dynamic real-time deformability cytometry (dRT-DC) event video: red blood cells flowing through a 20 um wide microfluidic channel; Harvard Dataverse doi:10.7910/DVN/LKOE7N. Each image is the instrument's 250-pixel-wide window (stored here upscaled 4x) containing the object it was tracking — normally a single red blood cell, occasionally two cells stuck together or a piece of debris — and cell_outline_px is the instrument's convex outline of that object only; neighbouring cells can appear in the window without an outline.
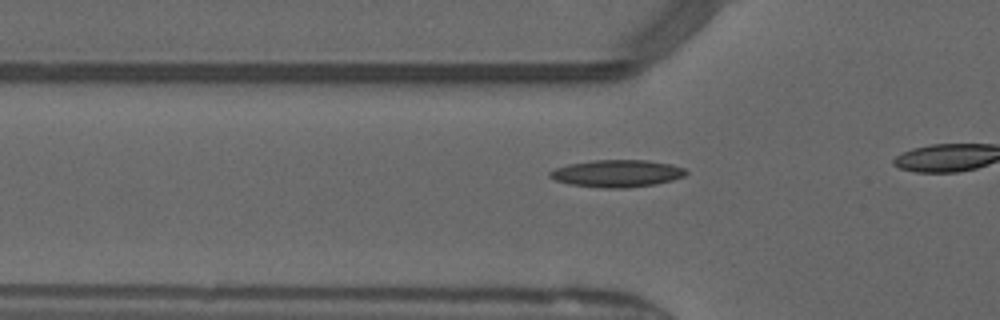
{"species": "common noctule bat (a hibernating species)", "species_latin": "Nyctalus noctula", "temperature_condition": "warm", "stored_images_in_passage": 18, "camera_frame_rate_fps": 3000, "um_per_image_px": 0.085, "animal": {"sex": "male", "forearm_length_mm": 52.5}, "frame": {"image": 1, "passage_image": 13, "time_ms": 4.0, "image_size_px": [1000, 320], "cell_outline_px": [[688, 172], [684, 176], [672, 180], [656, 184], [628, 188], [604, 188], [568, 184], [556, 180], [548, 176], [548, 172], [556, 168], [568, 164], [592, 160], [648, 160], [672, 164], [684, 168]], "centroid_in_image_um": [52.45, 14.74], "position_along_channel_um": 73.4, "area_um2": 21.73}}
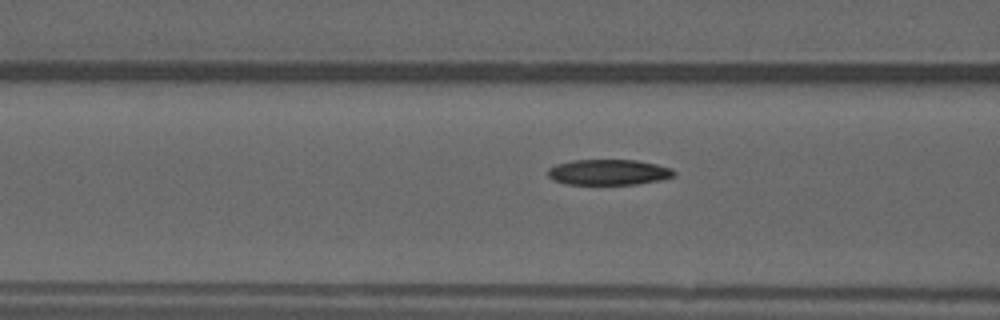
{"frame": {"image": 2, "passage_image": 16, "time_ms": 5.0, "image_size_px": [1000, 320], "cell_outline_px": [[676, 176], [660, 180], [636, 184], [568, 184], [552, 180], [548, 176], [548, 168], [556, 164], [572, 160], [636, 160], [656, 164], [672, 168], [676, 172]], "centroid_in_image_um": [51.74, 14.63], "position_along_channel_um": 114.9, "area_um2": 18.9}}